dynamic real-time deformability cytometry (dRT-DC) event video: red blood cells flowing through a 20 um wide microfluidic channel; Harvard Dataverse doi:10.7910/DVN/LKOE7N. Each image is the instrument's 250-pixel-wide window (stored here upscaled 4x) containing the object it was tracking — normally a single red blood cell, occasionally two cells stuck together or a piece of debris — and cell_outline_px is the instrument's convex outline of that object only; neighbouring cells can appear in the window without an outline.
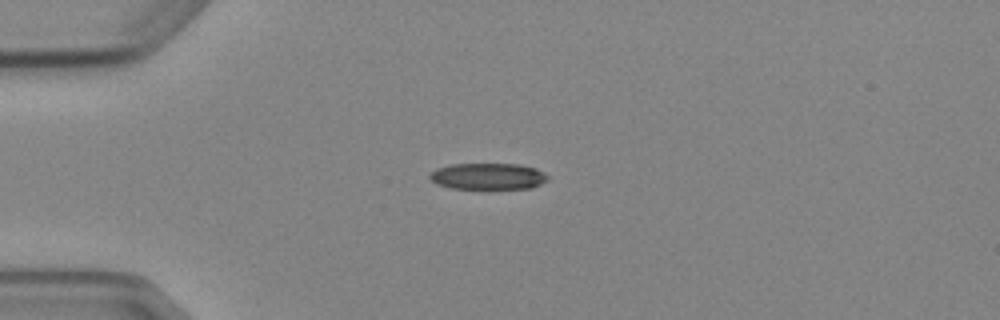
{"species": "Egyptian fruit bat (a non-hibernating species)", "species_latin": "Rousettus aegyptiacus", "temperature_condition": "cold", "stored_images_in_passage": 6, "camera_frame_rate_fps": 3000, "um_per_image_px": 0.085, "animal": {"sex": "female"}, "frame": {"image": 1, "passage_image": 1, "time_ms": 0.0, "image_size_px": [1000, 320], "cell_outline_px": [[548, 180], [532, 188], [452, 188], [436, 184], [428, 176], [436, 168], [448, 164], [520, 164], [536, 168], [544, 172], [548, 176]], "centroid_in_image_um": [41.49, 14.97], "position_along_channel_um": 43.5, "area_um2": 18.15}}
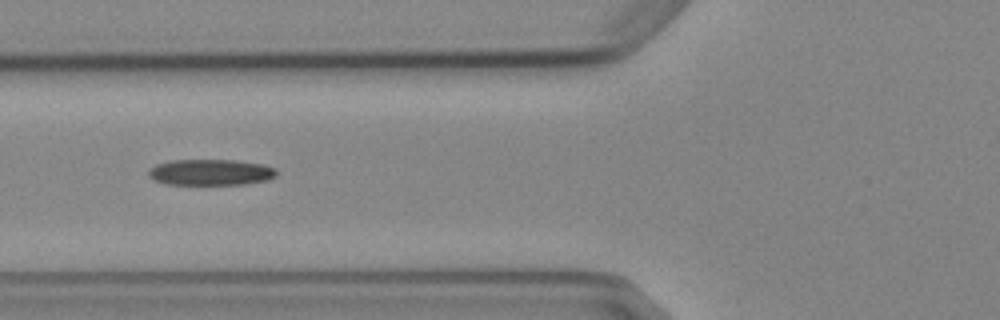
{"frame": {"image": 2, "passage_image": 3, "time_ms": 2.333, "image_size_px": [1000, 320], "cell_outline_px": [[276, 176], [268, 180], [244, 184], [164, 184], [152, 180], [148, 176], [148, 168], [156, 164], [172, 160], [236, 160], [264, 164], [276, 168]], "centroid_in_image_um": [17.88, 14.64], "position_along_channel_um": 107.9, "area_um2": 19.65}}
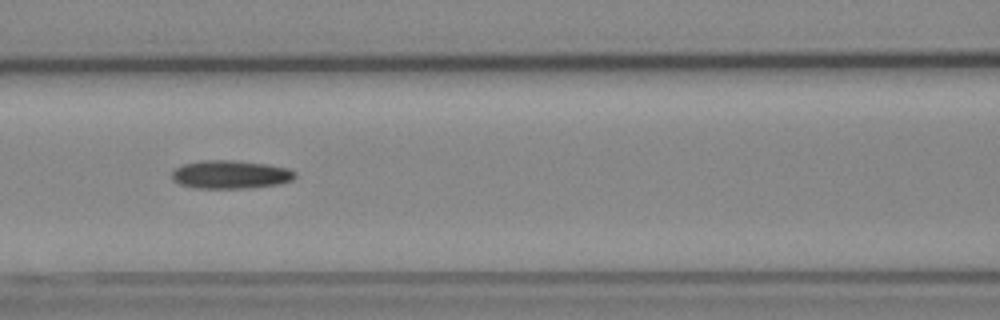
{"frame": {"image": 3, "passage_image": 4, "time_ms": 3.333, "image_size_px": [1000, 320], "cell_outline_px": [[296, 176], [292, 180], [280, 184], [244, 188], [196, 188], [180, 184], [172, 180], [172, 172], [176, 168], [184, 164], [200, 160], [232, 160], [268, 164], [288, 168], [296, 172]], "centroid_in_image_um": [19.6, 14.83], "position_along_channel_um": 147.0, "area_um2": 20.35}}